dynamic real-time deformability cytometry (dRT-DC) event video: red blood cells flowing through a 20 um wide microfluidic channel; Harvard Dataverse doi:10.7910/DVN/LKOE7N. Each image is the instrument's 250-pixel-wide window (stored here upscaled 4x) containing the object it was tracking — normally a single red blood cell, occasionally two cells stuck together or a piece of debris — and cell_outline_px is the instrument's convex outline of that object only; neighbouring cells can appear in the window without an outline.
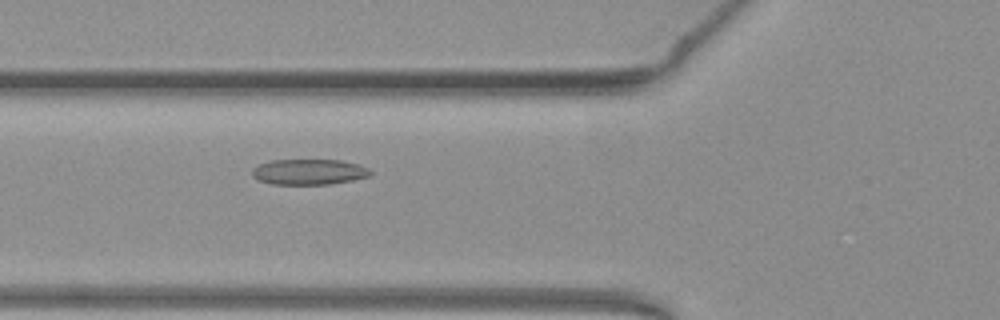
{"species": "common noctule bat (a hibernating species)", "species_latin": "Nyctalus noctula", "temperature_condition": "warm", "stored_images_in_passage": 53, "camera_frame_rate_fps": 3000, "um_per_image_px": 0.085, "animal": {"sex": "female", "body_mass_g": 19.3, "forearm_length_mm": 54.1}, "frame": {"image": 1, "passage_image": 20, "time_ms": 6.333, "image_size_px": [1000, 320], "cell_outline_px": [[372, 176], [352, 180], [328, 184], [272, 184], [260, 180], [252, 176], [252, 168], [260, 164], [272, 160], [340, 160], [360, 164], [368, 168], [372, 172]], "centroid_in_image_um": [26.3, 14.6], "position_along_channel_um": 99.5, "area_um2": 17.63}}
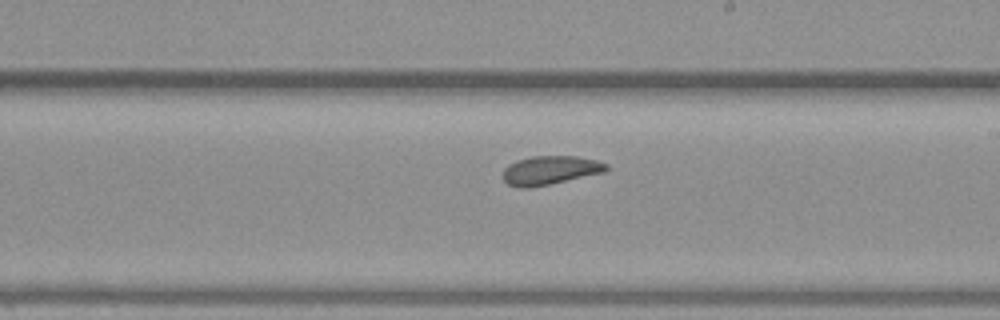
{"frame": {"image": 2, "passage_image": 31, "time_ms": 10.0, "image_size_px": [1000, 320], "cell_outline_px": [[608, 168], [604, 172], [548, 184], [528, 188], [520, 188], [508, 184], [504, 180], [504, 168], [508, 164], [532, 156], [576, 156], [596, 160], [608, 164]], "centroid_in_image_um": [46.76, 14.46], "position_along_channel_um": 242.2, "area_um2": 17.05}}
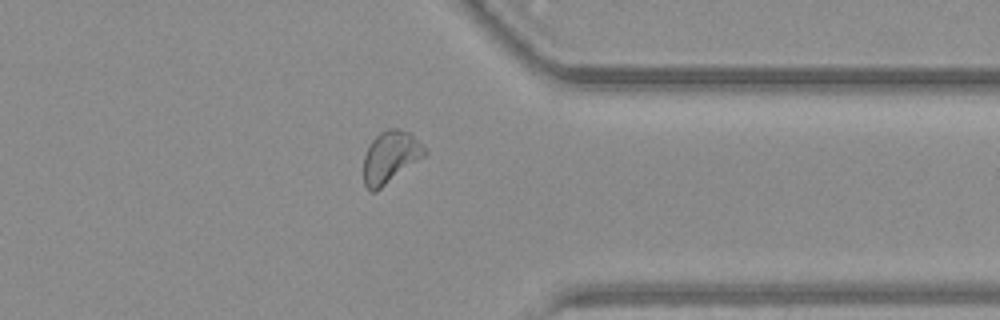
{"frame": {"image": 3, "passage_image": 42, "time_ms": 13.667, "image_size_px": [1000, 320], "cell_outline_px": [[428, 152], [424, 156], [376, 192], [372, 192], [364, 184], [364, 156], [372, 140], [380, 132], [388, 128], [400, 128], [412, 132]], "centroid_in_image_um": [33.2, 13.32], "position_along_channel_um": 378.2, "area_um2": 18.5}}